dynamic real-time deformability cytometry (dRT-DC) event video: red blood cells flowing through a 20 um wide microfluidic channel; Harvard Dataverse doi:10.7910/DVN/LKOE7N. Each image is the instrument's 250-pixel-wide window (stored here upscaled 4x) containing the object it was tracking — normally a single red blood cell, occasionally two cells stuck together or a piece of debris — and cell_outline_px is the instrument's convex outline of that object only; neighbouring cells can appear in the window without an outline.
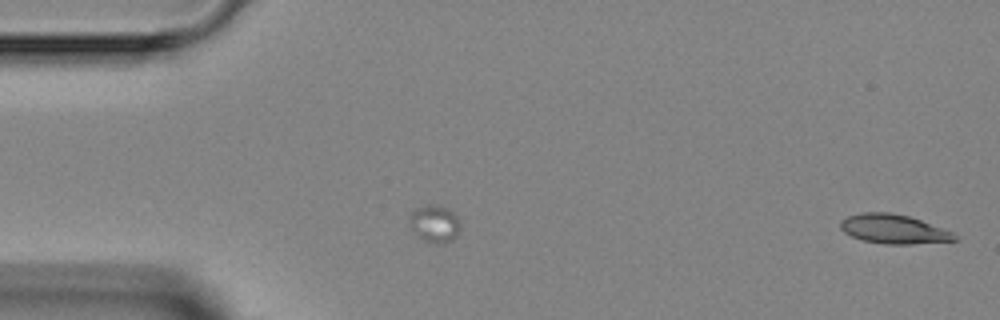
{"species": "Egyptian fruit bat (a non-hibernating species)", "species_latin": "Rousettus aegyptiacus", "temperature_condition": "room temperature", "stored_images_in_passage": 2, "segment_of_instrument_passage": [2, 2], "camera_frame_rate_fps": 3000, "um_per_image_px": 0.085, "animal": {"sex": "female"}, "frame": {"image": 1, "passage_image": 2, "time_ms": 1.333, "image_size_px": [1000, 320], "cell_outline_px": [[960, 240], [912, 244], [888, 244], [864, 240], [852, 236], [844, 232], [840, 228], [840, 220], [848, 216], [860, 212], [888, 212], [908, 216], [920, 220], [952, 232]], "centroid_in_image_um": [75.94, 19.46], "position_along_channel_um": 9.1, "area_um2": 19.25}}